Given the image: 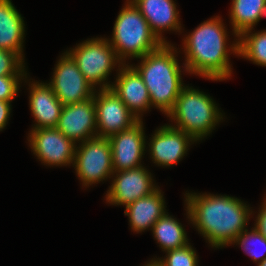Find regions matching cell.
Returning <instances> with one entry per match:
<instances>
[{
	"label": "cell",
	"mask_w": 266,
	"mask_h": 266,
	"mask_svg": "<svg viewBox=\"0 0 266 266\" xmlns=\"http://www.w3.org/2000/svg\"><path fill=\"white\" fill-rule=\"evenodd\" d=\"M186 215L213 248L236 241L245 230L253 211L241 199L214 194L186 193Z\"/></svg>",
	"instance_id": "obj_1"
},
{
	"label": "cell",
	"mask_w": 266,
	"mask_h": 266,
	"mask_svg": "<svg viewBox=\"0 0 266 266\" xmlns=\"http://www.w3.org/2000/svg\"><path fill=\"white\" fill-rule=\"evenodd\" d=\"M224 25L221 17L215 16L201 23L183 39L184 71L213 81L231 77L228 52L238 56V38L227 47L228 34Z\"/></svg>",
	"instance_id": "obj_2"
},
{
	"label": "cell",
	"mask_w": 266,
	"mask_h": 266,
	"mask_svg": "<svg viewBox=\"0 0 266 266\" xmlns=\"http://www.w3.org/2000/svg\"><path fill=\"white\" fill-rule=\"evenodd\" d=\"M170 43H163L158 49L138 58L140 65L131 66L144 81L151 100V107H157L167 115L185 87L182 83L181 66L177 50Z\"/></svg>",
	"instance_id": "obj_3"
},
{
	"label": "cell",
	"mask_w": 266,
	"mask_h": 266,
	"mask_svg": "<svg viewBox=\"0 0 266 266\" xmlns=\"http://www.w3.org/2000/svg\"><path fill=\"white\" fill-rule=\"evenodd\" d=\"M112 35L109 43L124 64L127 57L141 58L163 44L131 0H127L119 12Z\"/></svg>",
	"instance_id": "obj_4"
},
{
	"label": "cell",
	"mask_w": 266,
	"mask_h": 266,
	"mask_svg": "<svg viewBox=\"0 0 266 266\" xmlns=\"http://www.w3.org/2000/svg\"><path fill=\"white\" fill-rule=\"evenodd\" d=\"M176 123L174 128L184 131L196 141L207 137L223 120V115L214 100L204 92L185 86L167 114Z\"/></svg>",
	"instance_id": "obj_5"
},
{
	"label": "cell",
	"mask_w": 266,
	"mask_h": 266,
	"mask_svg": "<svg viewBox=\"0 0 266 266\" xmlns=\"http://www.w3.org/2000/svg\"><path fill=\"white\" fill-rule=\"evenodd\" d=\"M75 61L86 80L96 89H108L112 84L107 82L111 70L119 63L115 50L107 38H93L79 43L75 48L66 51ZM106 81V82H105Z\"/></svg>",
	"instance_id": "obj_6"
},
{
	"label": "cell",
	"mask_w": 266,
	"mask_h": 266,
	"mask_svg": "<svg viewBox=\"0 0 266 266\" xmlns=\"http://www.w3.org/2000/svg\"><path fill=\"white\" fill-rule=\"evenodd\" d=\"M73 166L84 187L111 178L114 169L108 138L94 137L79 143L75 148Z\"/></svg>",
	"instance_id": "obj_7"
},
{
	"label": "cell",
	"mask_w": 266,
	"mask_h": 266,
	"mask_svg": "<svg viewBox=\"0 0 266 266\" xmlns=\"http://www.w3.org/2000/svg\"><path fill=\"white\" fill-rule=\"evenodd\" d=\"M53 71V76L48 84L63 106L94 97L96 89L86 80L67 52L63 53V56L57 61Z\"/></svg>",
	"instance_id": "obj_8"
},
{
	"label": "cell",
	"mask_w": 266,
	"mask_h": 266,
	"mask_svg": "<svg viewBox=\"0 0 266 266\" xmlns=\"http://www.w3.org/2000/svg\"><path fill=\"white\" fill-rule=\"evenodd\" d=\"M98 91L94 94L97 137L108 138L131 128L139 121L111 88Z\"/></svg>",
	"instance_id": "obj_9"
},
{
	"label": "cell",
	"mask_w": 266,
	"mask_h": 266,
	"mask_svg": "<svg viewBox=\"0 0 266 266\" xmlns=\"http://www.w3.org/2000/svg\"><path fill=\"white\" fill-rule=\"evenodd\" d=\"M34 155L48 166H70L74 163L76 144L57 128L32 129L28 135Z\"/></svg>",
	"instance_id": "obj_10"
},
{
	"label": "cell",
	"mask_w": 266,
	"mask_h": 266,
	"mask_svg": "<svg viewBox=\"0 0 266 266\" xmlns=\"http://www.w3.org/2000/svg\"><path fill=\"white\" fill-rule=\"evenodd\" d=\"M116 174V175H115ZM113 182L106 193V203L124 205L145 197L158 187L153 183L151 173L143 166L130 170L114 171Z\"/></svg>",
	"instance_id": "obj_11"
},
{
	"label": "cell",
	"mask_w": 266,
	"mask_h": 266,
	"mask_svg": "<svg viewBox=\"0 0 266 266\" xmlns=\"http://www.w3.org/2000/svg\"><path fill=\"white\" fill-rule=\"evenodd\" d=\"M143 121L139 120L131 128L108 137L112 150L114 171L130 170L141 164L145 155L146 139Z\"/></svg>",
	"instance_id": "obj_12"
},
{
	"label": "cell",
	"mask_w": 266,
	"mask_h": 266,
	"mask_svg": "<svg viewBox=\"0 0 266 266\" xmlns=\"http://www.w3.org/2000/svg\"><path fill=\"white\" fill-rule=\"evenodd\" d=\"M56 128L75 144L97 137L94 97L63 106Z\"/></svg>",
	"instance_id": "obj_13"
},
{
	"label": "cell",
	"mask_w": 266,
	"mask_h": 266,
	"mask_svg": "<svg viewBox=\"0 0 266 266\" xmlns=\"http://www.w3.org/2000/svg\"><path fill=\"white\" fill-rule=\"evenodd\" d=\"M197 142L192 136L170 125L157 128L149 142V152L153 163L171 167L177 164L189 150V145Z\"/></svg>",
	"instance_id": "obj_14"
},
{
	"label": "cell",
	"mask_w": 266,
	"mask_h": 266,
	"mask_svg": "<svg viewBox=\"0 0 266 266\" xmlns=\"http://www.w3.org/2000/svg\"><path fill=\"white\" fill-rule=\"evenodd\" d=\"M121 67V68H120ZM118 75L112 83L111 89L126 105V107L139 119L142 113L151 108L148 89L139 73L127 64H118Z\"/></svg>",
	"instance_id": "obj_15"
},
{
	"label": "cell",
	"mask_w": 266,
	"mask_h": 266,
	"mask_svg": "<svg viewBox=\"0 0 266 266\" xmlns=\"http://www.w3.org/2000/svg\"><path fill=\"white\" fill-rule=\"evenodd\" d=\"M146 19L151 31L163 43H169L163 31L181 32L179 11L173 0H131Z\"/></svg>",
	"instance_id": "obj_16"
},
{
	"label": "cell",
	"mask_w": 266,
	"mask_h": 266,
	"mask_svg": "<svg viewBox=\"0 0 266 266\" xmlns=\"http://www.w3.org/2000/svg\"><path fill=\"white\" fill-rule=\"evenodd\" d=\"M29 87V105L37 123L32 129L56 128L63 104L55 95L52 87L48 83L33 81Z\"/></svg>",
	"instance_id": "obj_17"
},
{
	"label": "cell",
	"mask_w": 266,
	"mask_h": 266,
	"mask_svg": "<svg viewBox=\"0 0 266 266\" xmlns=\"http://www.w3.org/2000/svg\"><path fill=\"white\" fill-rule=\"evenodd\" d=\"M157 188L151 194L137 199L125 207L131 229L136 232L152 230L153 225L166 213L163 193Z\"/></svg>",
	"instance_id": "obj_18"
},
{
	"label": "cell",
	"mask_w": 266,
	"mask_h": 266,
	"mask_svg": "<svg viewBox=\"0 0 266 266\" xmlns=\"http://www.w3.org/2000/svg\"><path fill=\"white\" fill-rule=\"evenodd\" d=\"M24 26L11 0H0V49L15 52L23 61Z\"/></svg>",
	"instance_id": "obj_19"
},
{
	"label": "cell",
	"mask_w": 266,
	"mask_h": 266,
	"mask_svg": "<svg viewBox=\"0 0 266 266\" xmlns=\"http://www.w3.org/2000/svg\"><path fill=\"white\" fill-rule=\"evenodd\" d=\"M230 11L232 31L238 38L266 16V0H232Z\"/></svg>",
	"instance_id": "obj_20"
},
{
	"label": "cell",
	"mask_w": 266,
	"mask_h": 266,
	"mask_svg": "<svg viewBox=\"0 0 266 266\" xmlns=\"http://www.w3.org/2000/svg\"><path fill=\"white\" fill-rule=\"evenodd\" d=\"M153 237L162 251H170L189 244L183 225L166 212L152 227Z\"/></svg>",
	"instance_id": "obj_21"
},
{
	"label": "cell",
	"mask_w": 266,
	"mask_h": 266,
	"mask_svg": "<svg viewBox=\"0 0 266 266\" xmlns=\"http://www.w3.org/2000/svg\"><path fill=\"white\" fill-rule=\"evenodd\" d=\"M238 56L254 64L266 66V30L253 32L252 29L238 37Z\"/></svg>",
	"instance_id": "obj_22"
},
{
	"label": "cell",
	"mask_w": 266,
	"mask_h": 266,
	"mask_svg": "<svg viewBox=\"0 0 266 266\" xmlns=\"http://www.w3.org/2000/svg\"><path fill=\"white\" fill-rule=\"evenodd\" d=\"M233 244L240 245L244 252L253 258L254 262H258V265L266 260V237L255 227H252L249 232L248 230L243 231ZM257 245L263 247L264 251L255 250Z\"/></svg>",
	"instance_id": "obj_23"
},
{
	"label": "cell",
	"mask_w": 266,
	"mask_h": 266,
	"mask_svg": "<svg viewBox=\"0 0 266 266\" xmlns=\"http://www.w3.org/2000/svg\"><path fill=\"white\" fill-rule=\"evenodd\" d=\"M163 259L157 258L151 261L156 262L158 266H198V255L195 249L190 245L166 252Z\"/></svg>",
	"instance_id": "obj_24"
},
{
	"label": "cell",
	"mask_w": 266,
	"mask_h": 266,
	"mask_svg": "<svg viewBox=\"0 0 266 266\" xmlns=\"http://www.w3.org/2000/svg\"><path fill=\"white\" fill-rule=\"evenodd\" d=\"M24 62L15 52L0 49V76L26 75Z\"/></svg>",
	"instance_id": "obj_25"
},
{
	"label": "cell",
	"mask_w": 266,
	"mask_h": 266,
	"mask_svg": "<svg viewBox=\"0 0 266 266\" xmlns=\"http://www.w3.org/2000/svg\"><path fill=\"white\" fill-rule=\"evenodd\" d=\"M24 78L26 80L27 75L0 76V100L12 101L18 94L20 82Z\"/></svg>",
	"instance_id": "obj_26"
},
{
	"label": "cell",
	"mask_w": 266,
	"mask_h": 266,
	"mask_svg": "<svg viewBox=\"0 0 266 266\" xmlns=\"http://www.w3.org/2000/svg\"><path fill=\"white\" fill-rule=\"evenodd\" d=\"M262 202L261 209L258 210V215H256V223L254 227L266 237V197Z\"/></svg>",
	"instance_id": "obj_27"
},
{
	"label": "cell",
	"mask_w": 266,
	"mask_h": 266,
	"mask_svg": "<svg viewBox=\"0 0 266 266\" xmlns=\"http://www.w3.org/2000/svg\"><path fill=\"white\" fill-rule=\"evenodd\" d=\"M11 102L12 101L0 100V131H2L8 123L12 107Z\"/></svg>",
	"instance_id": "obj_28"
},
{
	"label": "cell",
	"mask_w": 266,
	"mask_h": 266,
	"mask_svg": "<svg viewBox=\"0 0 266 266\" xmlns=\"http://www.w3.org/2000/svg\"><path fill=\"white\" fill-rule=\"evenodd\" d=\"M145 266H158V265L156 264V262L150 261L147 264H145Z\"/></svg>",
	"instance_id": "obj_29"
},
{
	"label": "cell",
	"mask_w": 266,
	"mask_h": 266,
	"mask_svg": "<svg viewBox=\"0 0 266 266\" xmlns=\"http://www.w3.org/2000/svg\"><path fill=\"white\" fill-rule=\"evenodd\" d=\"M258 266H266V260L262 262L261 264H259Z\"/></svg>",
	"instance_id": "obj_30"
}]
</instances>
